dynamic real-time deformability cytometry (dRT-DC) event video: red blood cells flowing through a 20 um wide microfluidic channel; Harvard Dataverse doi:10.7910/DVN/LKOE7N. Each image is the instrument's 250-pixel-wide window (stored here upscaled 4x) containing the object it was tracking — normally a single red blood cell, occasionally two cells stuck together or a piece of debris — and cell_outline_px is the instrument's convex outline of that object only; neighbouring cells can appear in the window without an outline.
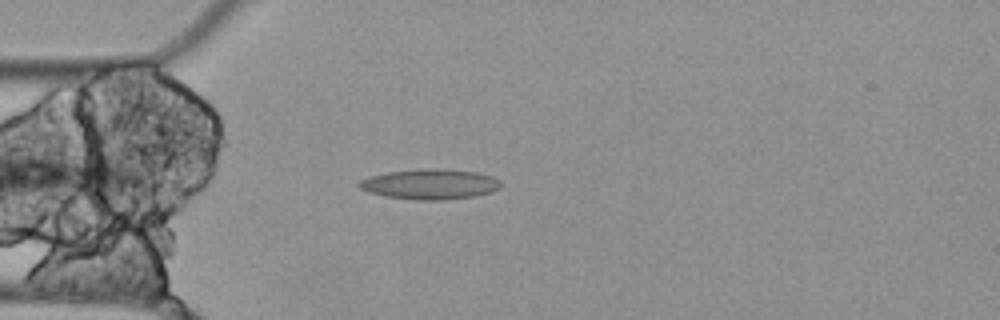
{"species": "Egyptian fruit bat (a non-hibernating species)", "species_latin": "Rousettus aegyptiacus", "temperature_condition": "cold", "stored_images_in_passage": 5, "camera_frame_rate_fps": 3000, "um_per_image_px": 0.085, "animal": {"sex": "female"}, "frame": {"image": 1, "passage_image": 5, "time_ms": 1.333, "image_size_px": [1000, 320], "cell_outline_px": [[500, 188], [492, 192], [476, 196], [440, 200], [416, 200], [384, 196], [368, 192], [360, 188], [356, 184], [360, 180], [368, 176], [388, 172], [432, 168], [476, 172], [492, 176], [500, 180]], "centroid_in_image_um": [36.54, 15.66], "position_along_channel_um": 48.5, "area_um2": 24.97}}